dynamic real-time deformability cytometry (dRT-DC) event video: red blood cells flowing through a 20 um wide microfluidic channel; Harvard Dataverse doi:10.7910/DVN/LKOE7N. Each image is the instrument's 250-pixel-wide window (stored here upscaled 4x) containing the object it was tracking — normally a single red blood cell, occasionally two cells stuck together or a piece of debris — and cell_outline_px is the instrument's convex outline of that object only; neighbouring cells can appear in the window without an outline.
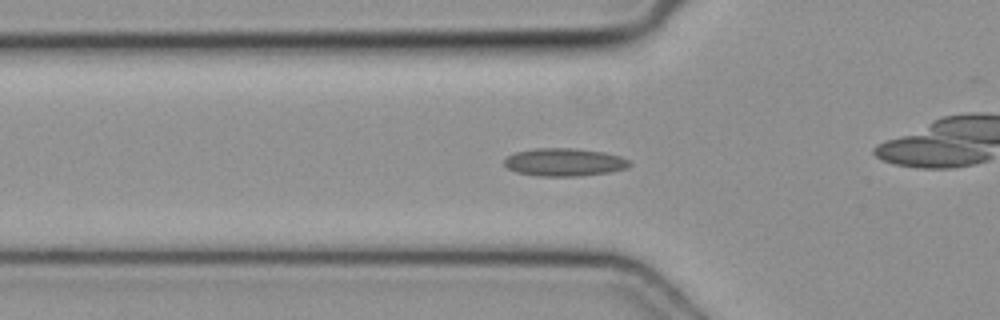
{"species": "common noctule bat (a hibernating species)", "species_latin": "Nyctalus noctula", "temperature_condition": "cold", "stored_images_in_passage": 51, "camera_frame_rate_fps": 3000, "um_per_image_px": 0.085, "animal": {"sex": "female", "body_mass_g": 19.3, "forearm_length_mm": 54.1}, "frame": {"image": 1, "passage_image": 18, "time_ms": 5.667, "image_size_px": [1000, 320], "cell_outline_px": [[632, 164], [628, 168], [608, 172], [580, 176], [536, 176], [516, 172], [508, 168], [504, 164], [504, 160], [508, 156], [516, 152], [536, 148], [572, 148], [604, 152], [620, 156], [628, 160]], "centroid_in_image_um": [47.97, 13.79], "position_along_channel_um": 77.8, "area_um2": 20.35}}
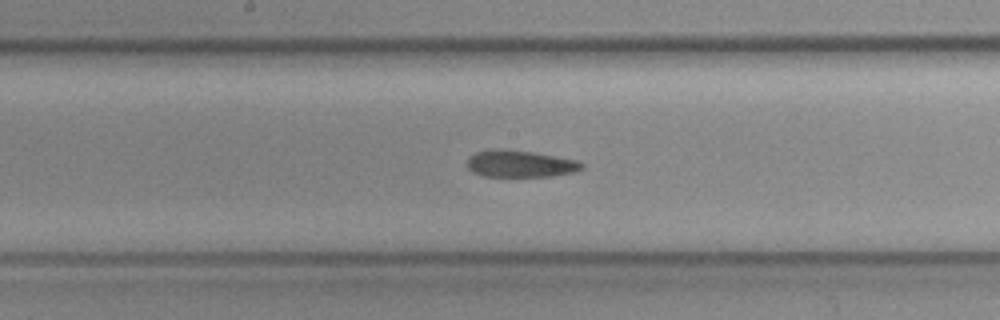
{"frame": {"image": 2, "passage_image": 27, "time_ms": 8.667, "image_size_px": [1000, 320], "cell_outline_px": [[584, 168], [576, 172], [552, 176], [484, 176], [472, 172], [468, 168], [468, 156], [476, 152], [492, 148], [532, 152], [576, 160], [584, 164]], "centroid_in_image_um": [44.21, 13.92], "position_along_channel_um": 204.0, "area_um2": 17.92}}
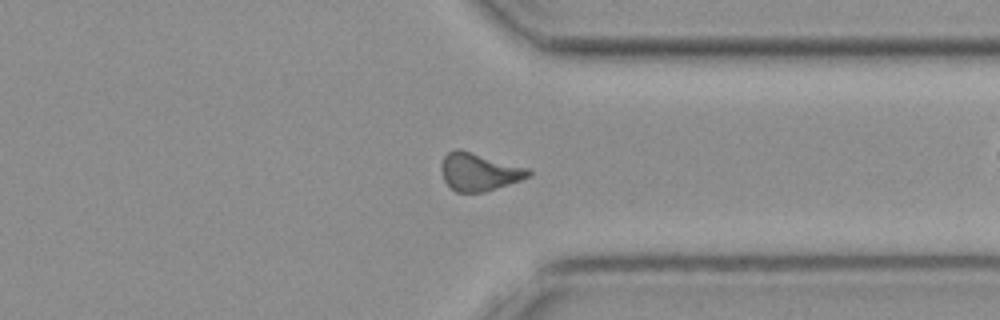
{"frame": {"image": 3, "passage_image": 39, "time_ms": 12.667, "image_size_px": [1000, 320], "cell_outline_px": [[532, 176], [484, 192], [456, 192], [444, 180], [440, 168], [440, 164], [444, 156], [448, 152], [456, 148], [460, 148], [528, 168], [532, 172]], "centroid_in_image_um": [40.7, 14.59], "position_along_channel_um": 370.7, "area_um2": 19.25}}